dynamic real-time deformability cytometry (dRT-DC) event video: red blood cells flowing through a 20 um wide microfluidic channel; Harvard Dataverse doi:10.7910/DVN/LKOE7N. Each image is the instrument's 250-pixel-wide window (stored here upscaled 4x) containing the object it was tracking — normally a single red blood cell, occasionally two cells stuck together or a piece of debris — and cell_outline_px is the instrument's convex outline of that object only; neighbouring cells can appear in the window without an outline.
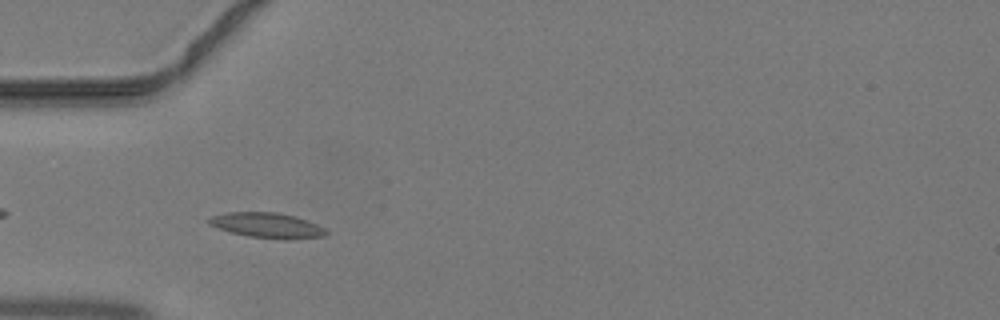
{"species": "common noctule bat (a hibernating species)", "species_latin": "Nyctalus noctula", "temperature_condition": "warm", "stored_images_in_passage": 32, "camera_frame_rate_fps": 3000, "um_per_image_px": 0.085, "animal": {"sex": "male", "body_mass_g": 19.2, "forearm_length_mm": 51.8}, "frame": {"image": 1, "passage_image": 3, "time_ms": 0.667, "image_size_px": [1000, 320], "cell_outline_px": [[328, 232], [324, 236], [288, 240], [284, 240], [248, 236], [232, 232], [208, 224], [208, 216], [224, 212], [276, 212], [296, 216], [308, 220], [324, 228]], "centroid_in_image_um": [22.7, 19.15], "position_along_channel_um": 62.3, "area_um2": 17.34}}
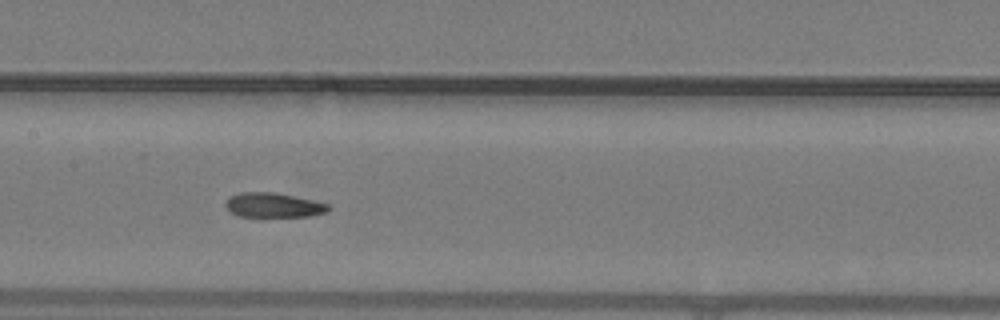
{"frame": {"image": 2, "passage_image": 11, "time_ms": 3.333, "image_size_px": [1000, 320], "cell_outline_px": [[332, 208], [328, 212], [308, 216], [240, 216], [232, 212], [224, 204], [228, 196], [240, 192], [272, 192], [292, 196], [328, 204]], "centroid_in_image_um": [23.23, 17.43], "position_along_channel_um": 184.2, "area_um2": 14.51}}
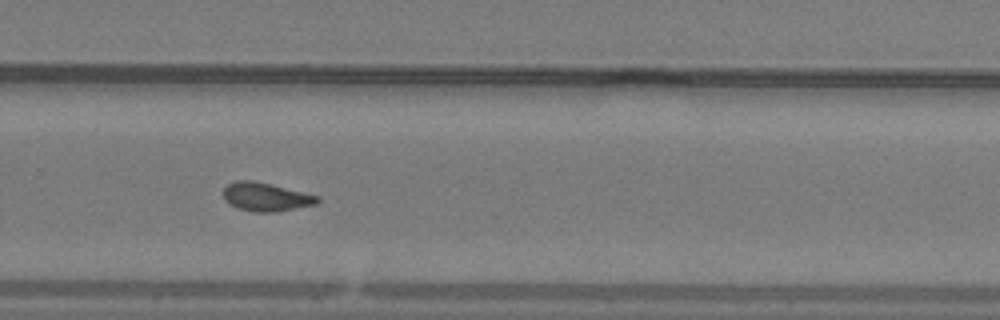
{"frame": {"image": 3, "passage_image": 19, "time_ms": 6.0, "image_size_px": [1000, 320], "cell_outline_px": [[320, 200], [316, 204], [276, 212], [252, 212], [236, 208], [228, 204], [224, 200], [224, 188], [228, 184], [236, 180], [252, 180], [320, 196]], "centroid_in_image_um": [22.57, 16.75], "position_along_channel_um": 307.2, "area_um2": 15.66}}